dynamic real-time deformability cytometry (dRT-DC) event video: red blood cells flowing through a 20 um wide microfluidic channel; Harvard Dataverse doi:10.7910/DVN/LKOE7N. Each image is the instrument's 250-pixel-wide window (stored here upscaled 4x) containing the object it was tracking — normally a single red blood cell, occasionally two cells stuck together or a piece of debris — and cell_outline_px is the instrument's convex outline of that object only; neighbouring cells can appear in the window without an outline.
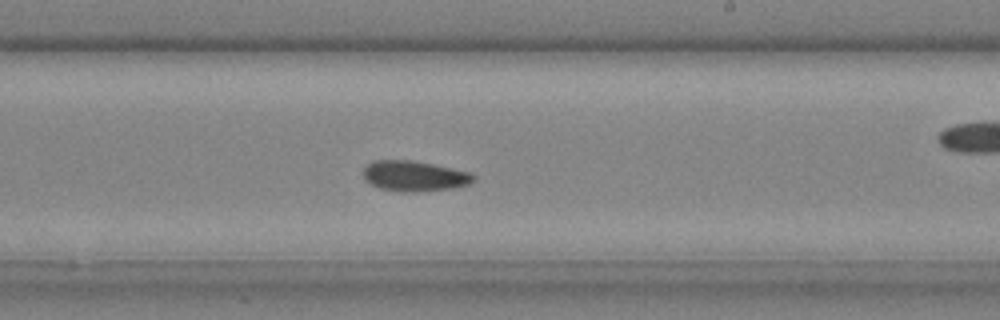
{"species": "common noctule bat (a hibernating species)", "species_latin": "Nyctalus noctula", "temperature_condition": "cold", "stored_images_in_passage": 24, "camera_frame_rate_fps": 3000, "um_per_image_px": 0.085, "animal": {"sex": "male", "body_mass_g": 20.4}, "frame": {"image": 1, "passage_image": 11, "time_ms": 3.333, "image_size_px": [1000, 320], "cell_outline_px": [[476, 180], [468, 184], [452, 188], [416, 192], [400, 192], [380, 188], [372, 184], [364, 176], [364, 168], [372, 160], [412, 160], [472, 172], [476, 176]], "centroid_in_image_um": [35.26, 14.96], "position_along_channel_um": 253.7, "area_um2": 19.54}}